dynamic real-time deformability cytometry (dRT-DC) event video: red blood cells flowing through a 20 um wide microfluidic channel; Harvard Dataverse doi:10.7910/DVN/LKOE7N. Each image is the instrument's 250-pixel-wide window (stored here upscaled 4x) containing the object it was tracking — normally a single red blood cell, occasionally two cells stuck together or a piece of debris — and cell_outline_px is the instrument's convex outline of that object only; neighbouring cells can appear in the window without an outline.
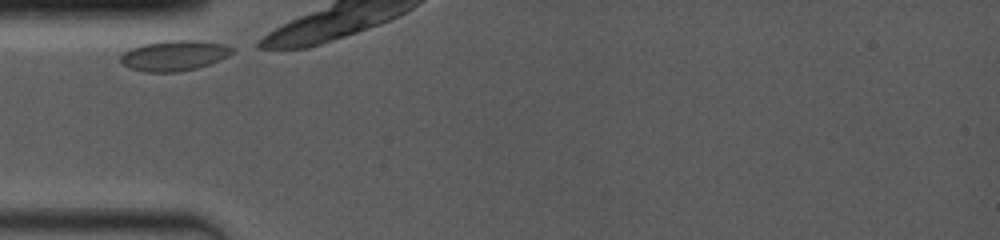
{"species": "common noctule bat (a hibernating species)", "species_latin": "Nyctalus noctula", "temperature_condition": "room temperature", "stored_images_in_passage": 2, "camera_frame_rate_fps": 4000, "um_per_image_px": 0.085, "animal": {"sex": "female", "body_mass_g": 19.0, "forearm_length_mm": 53.3}, "frame": {"image": 1, "passage_image": 1, "time_ms": 0.0, "image_size_px": [1000, 240], "cell_outline_px": [[236, 52], [220, 60], [196, 68], [180, 72], [144, 72], [128, 68], [120, 60], [120, 56], [124, 52], [132, 48], [144, 44], [168, 40], [200, 40], [224, 44], [236, 48]], "centroid_in_image_um": [14.86, 4.72], "position_along_channel_um": 70.1, "area_um2": 19.94}}